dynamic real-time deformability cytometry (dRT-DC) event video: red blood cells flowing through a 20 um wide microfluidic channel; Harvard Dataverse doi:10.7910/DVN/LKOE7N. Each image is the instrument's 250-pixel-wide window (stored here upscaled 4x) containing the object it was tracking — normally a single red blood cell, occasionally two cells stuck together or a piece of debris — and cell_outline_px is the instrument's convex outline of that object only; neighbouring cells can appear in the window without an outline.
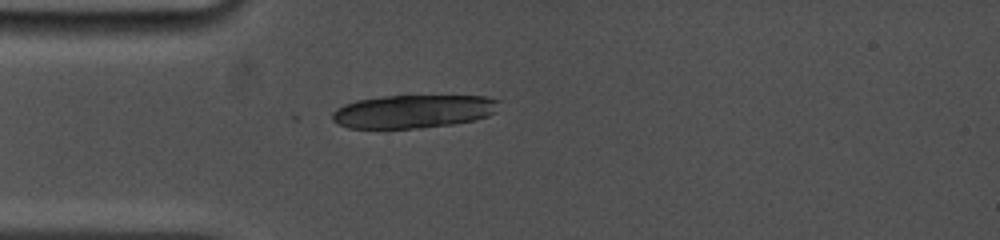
{"species": "common noctule bat (a hibernating species)", "species_latin": "Nyctalus noctula", "temperature_condition": "cold", "stored_images_in_passage": 12, "camera_frame_rate_fps": 5000, "um_per_image_px": 0.085, "animal": {"sex": "female", "body_mass_g": 19.0, "forearm_length_mm": 53.3}, "frame": {"image": 1, "passage_image": 1, "time_ms": 0.0, "image_size_px": [1000, 240], "cell_outline_px": [[500, 100], [496, 112], [488, 116], [476, 120], [452, 124], [420, 128], [348, 128], [336, 124], [332, 120], [332, 112], [336, 108], [344, 104], [356, 100], [380, 96], [484, 96]], "centroid_in_image_um": [35.11, 9.47], "position_along_channel_um": 49.9, "area_um2": 32.6}}